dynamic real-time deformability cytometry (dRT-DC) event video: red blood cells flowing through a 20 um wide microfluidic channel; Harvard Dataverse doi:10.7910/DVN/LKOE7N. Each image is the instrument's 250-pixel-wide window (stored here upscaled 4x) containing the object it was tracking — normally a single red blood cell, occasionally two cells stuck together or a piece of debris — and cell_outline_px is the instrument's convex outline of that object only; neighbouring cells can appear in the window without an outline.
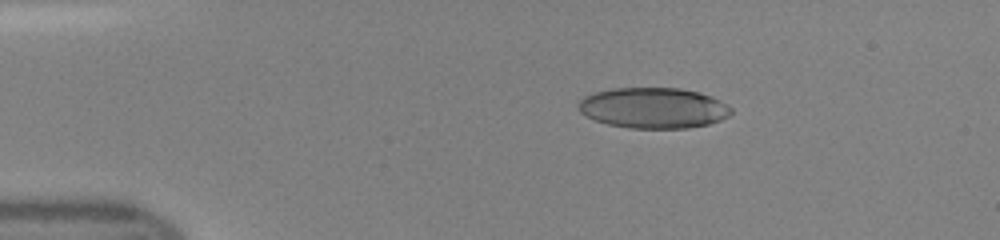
{"species": "human", "species_latin": "Homo sapiens", "temperature_condition": "room temperature", "stored_images_in_passage": 46, "camera_frame_rate_fps": 3000, "um_per_image_px": 0.085, "donor": {"sex": "female"}, "frame": {"image": 1, "passage_image": 8, "time_ms": 2.333, "image_size_px": [1000, 240], "cell_outline_px": [[732, 112], [728, 116], [720, 120], [708, 124], [688, 128], [628, 128], [608, 124], [596, 120], [580, 112], [576, 104], [584, 96], [592, 92], [612, 88], [680, 88], [700, 92], [712, 96], [720, 100], [732, 108]], "centroid_in_image_um": [55.53, 9.16], "position_along_channel_um": 29.5, "area_um2": 36.41}}
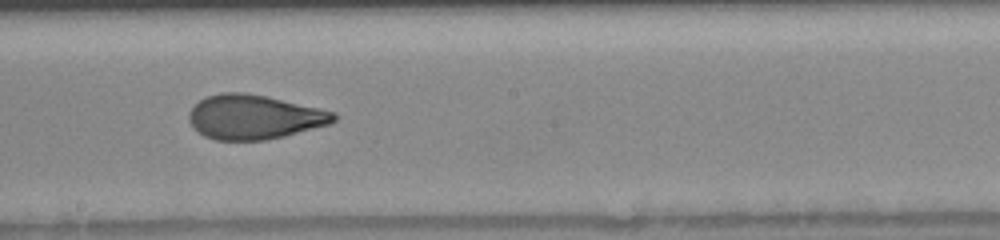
{"frame": {"image": 2, "passage_image": 26, "time_ms": 8.333, "image_size_px": [1000, 240], "cell_outline_px": [[336, 120], [328, 124], [284, 136], [264, 140], [216, 140], [204, 136], [188, 120], [188, 112], [200, 100], [208, 96], [224, 92], [244, 92], [264, 96], [320, 108], [336, 112]], "centroid_in_image_um": [21.6, 9.94], "position_along_channel_um": 226.6, "area_um2": 37.05}}
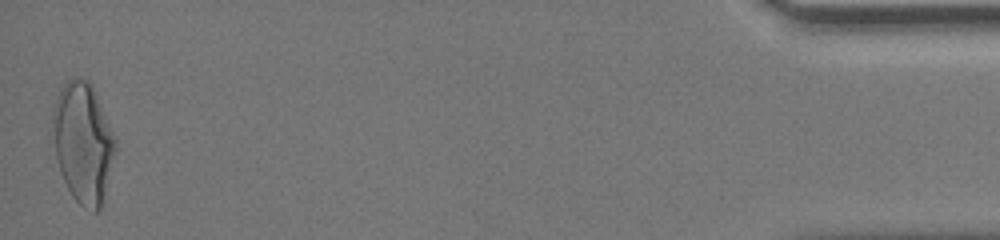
{"frame": {"image": 3, "passage_image": 46, "time_ms": 15.0, "image_size_px": [1000, 240], "cell_outline_px": [[116, 148], [104, 200], [100, 208], [96, 212], [92, 212], [84, 208], [72, 196], [60, 172], [56, 156], [52, 116], [52, 104], [60, 88], [68, 80], [76, 76], [88, 80], [92, 84], [96, 92], [116, 140]], "centroid_in_image_um": [7.06, 12.1], "position_along_channel_um": 428.1, "area_um2": 44.1}}